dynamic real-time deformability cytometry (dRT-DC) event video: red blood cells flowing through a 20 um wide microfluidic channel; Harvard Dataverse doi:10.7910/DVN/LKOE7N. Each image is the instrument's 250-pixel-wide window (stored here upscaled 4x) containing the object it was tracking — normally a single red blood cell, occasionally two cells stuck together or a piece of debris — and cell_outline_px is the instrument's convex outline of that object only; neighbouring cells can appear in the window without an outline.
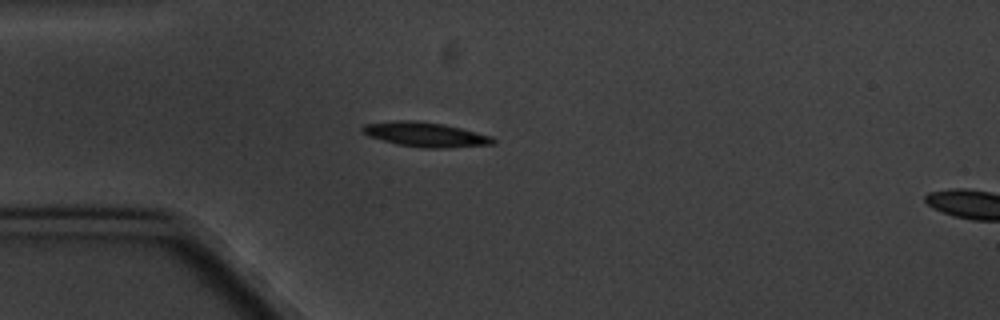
{"species": "common noctule bat (a hibernating species)", "species_latin": "Nyctalus noctula", "temperature_condition": "cold", "stored_images_in_passage": 4, "camera_frame_rate_fps": 3000, "um_per_image_px": 0.085, "animal": {"sex": "male", "body_mass_g": 20.1, "forearm_length_mm": 53.5}, "frame": {"image": 1, "passage_image": 4, "time_ms": 3.333, "image_size_px": [1000, 320], "cell_outline_px": [[496, 140], [492, 144], [444, 148], [424, 148], [400, 144], [368, 136], [360, 132], [360, 128], [364, 124], [392, 120], [416, 120], [444, 124], [492, 136]], "centroid_in_image_um": [36.11, 11.41], "position_along_channel_um": 48.9, "area_um2": 18.67}}